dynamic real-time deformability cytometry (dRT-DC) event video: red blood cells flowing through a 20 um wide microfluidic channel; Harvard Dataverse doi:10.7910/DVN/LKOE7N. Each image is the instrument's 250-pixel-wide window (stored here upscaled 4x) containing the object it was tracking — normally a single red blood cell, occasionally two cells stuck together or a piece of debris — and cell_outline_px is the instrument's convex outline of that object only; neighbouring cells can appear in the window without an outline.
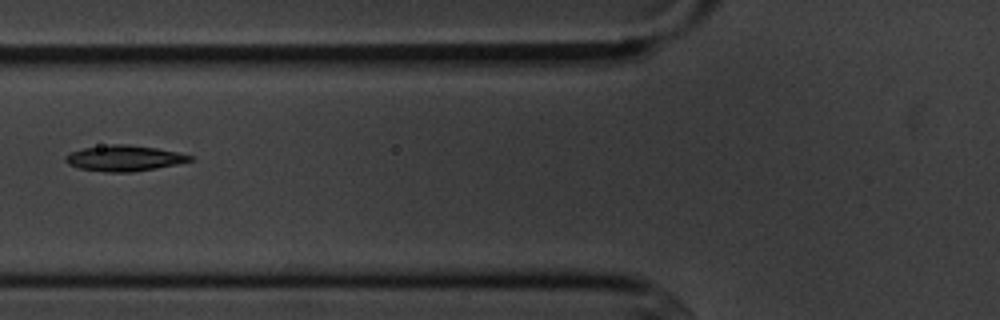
{"species": "common noctule bat (a hibernating species)", "species_latin": "Nyctalus noctula", "temperature_condition": "cold", "stored_images_in_passage": 4, "camera_frame_rate_fps": 3000, "um_per_image_px": 0.085, "animal": {"sex": "male", "body_mass_g": 20.1, "forearm_length_mm": 53.5}, "frame": {"image": 1, "passage_image": 3, "time_ms": 2.667, "image_size_px": [1000, 320], "cell_outline_px": [[196, 160], [156, 168], [132, 172], [104, 172], [80, 168], [68, 164], [64, 160], [64, 156], [68, 152], [84, 148], [112, 144], [128, 144], [156, 148], [176, 152], [192, 156]], "centroid_in_image_um": [10.53, 13.45], "position_along_channel_um": 115.3, "area_um2": 18.67}}
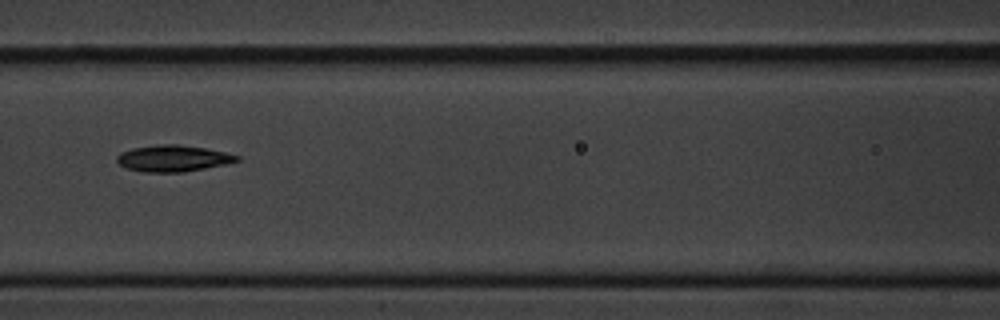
{"frame": {"image": 2, "passage_image": 4, "time_ms": 3.667, "image_size_px": [1000, 320], "cell_outline_px": [[240, 160], [224, 164], [184, 172], [144, 172], [128, 168], [120, 164], [116, 160], [116, 156], [120, 152], [132, 148], [160, 144], [180, 144], [204, 148], [224, 152], [240, 156]], "centroid_in_image_um": [14.68, 13.45], "position_along_channel_um": 151.9, "area_um2": 18.32}}